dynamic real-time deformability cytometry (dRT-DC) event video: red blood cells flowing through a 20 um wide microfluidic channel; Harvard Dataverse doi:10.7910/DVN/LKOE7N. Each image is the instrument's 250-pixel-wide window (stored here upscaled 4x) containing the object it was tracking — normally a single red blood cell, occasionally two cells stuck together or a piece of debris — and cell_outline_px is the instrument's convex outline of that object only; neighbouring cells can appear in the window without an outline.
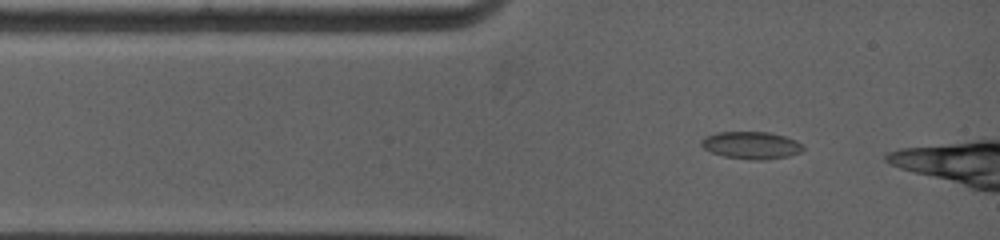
{"species": "common noctule bat (a hibernating species)", "species_latin": "Nyctalus noctula", "temperature_condition": "warm", "stored_images_in_passage": 5, "camera_frame_rate_fps": 5000, "um_per_image_px": 0.085, "animal": {"sex": "female", "body_mass_g": 19.0, "forearm_length_mm": 53.3}, "frame": {"image": 1, "passage_image": 1, "time_ms": 0.0, "image_size_px": [1000, 240], "cell_outline_px": [[804, 148], [800, 152], [788, 156], [764, 160], [752, 160], [724, 156], [712, 152], [704, 148], [700, 144], [700, 140], [704, 136], [716, 132], [768, 132], [784, 136], [796, 140]], "centroid_in_image_um": [63.82, 12.34], "position_along_channel_um": 21.2, "area_um2": 16.18}}
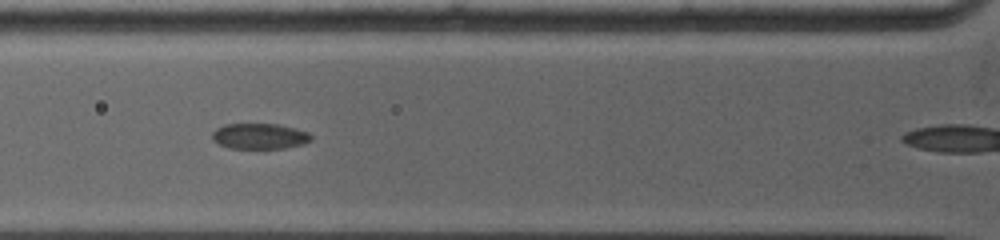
{"frame": {"image": 2, "passage_image": 4, "time_ms": 2.6, "image_size_px": [1000, 240], "cell_outline_px": [[312, 140], [304, 144], [284, 148], [228, 148], [212, 140], [212, 132], [216, 128], [224, 124], [280, 124], [296, 128], [308, 132], [312, 136]], "centroid_in_image_um": [22.08, 11.57], "position_along_channel_um": 103.7, "area_um2": 14.91}}
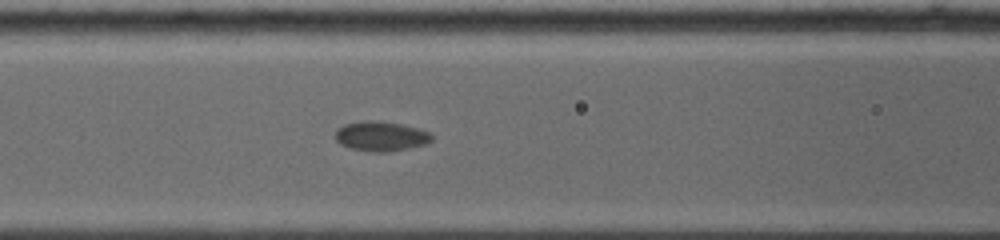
{"frame": {"image": 3, "passage_image": 5, "time_ms": 3.4, "image_size_px": [1000, 240], "cell_outline_px": [[432, 140], [424, 144], [408, 148], [388, 152], [372, 152], [352, 148], [340, 144], [336, 140], [336, 128], [344, 124], [364, 120], [376, 120], [404, 124], [432, 132]], "centroid_in_image_um": [32.38, 11.56], "position_along_channel_um": 134.2, "area_um2": 16.88}}